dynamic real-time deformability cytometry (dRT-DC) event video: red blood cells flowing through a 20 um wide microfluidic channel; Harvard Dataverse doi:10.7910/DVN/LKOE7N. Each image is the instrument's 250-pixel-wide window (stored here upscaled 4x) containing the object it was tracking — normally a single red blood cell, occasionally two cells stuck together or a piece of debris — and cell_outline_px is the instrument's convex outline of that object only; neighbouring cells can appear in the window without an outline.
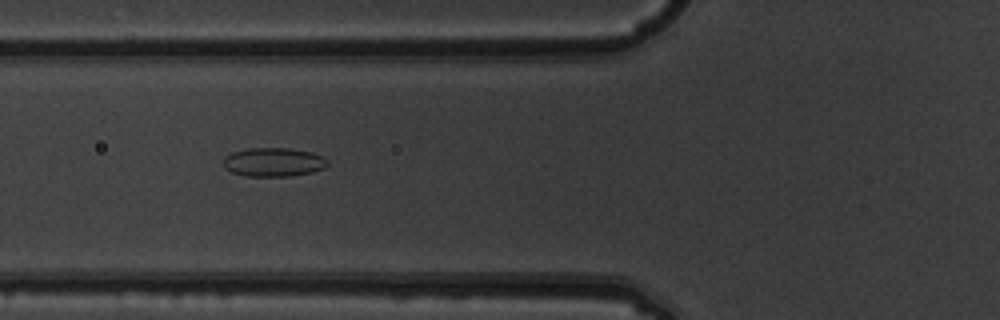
{"species": "common noctule bat (a hibernating species)", "species_latin": "Nyctalus noctula", "temperature_condition": "warm", "stored_images_in_passage": 6, "camera_frame_rate_fps": 3000, "um_per_image_px": 0.085, "animal": {"sex": "male", "body_mass_g": 19.5, "forearm_length_mm": 54.6}, "frame": {"image": 1, "passage_image": 4, "time_ms": 1.0, "image_size_px": [1000, 320], "cell_outline_px": [[328, 164], [324, 168], [312, 172], [288, 176], [244, 176], [232, 172], [224, 168], [224, 156], [232, 152], [248, 148], [288, 148], [312, 152], [324, 156], [328, 160]], "centroid_in_image_um": [23.25, 13.77], "position_along_channel_um": 102.5, "area_um2": 17.63}}
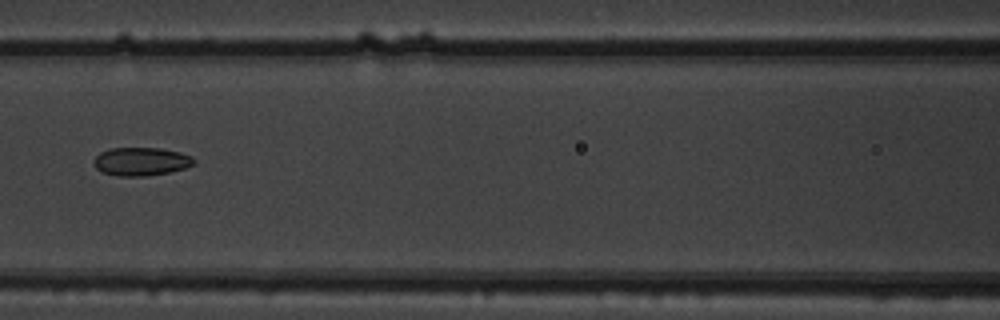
{"frame": {"image": 2, "passage_image": 5, "time_ms": 1.333, "image_size_px": [1000, 320], "cell_outline_px": [[196, 160], [192, 164], [184, 168], [168, 172], [144, 176], [116, 176], [104, 172], [96, 168], [92, 164], [92, 160], [100, 152], [108, 148], [160, 148], [180, 152], [192, 156]], "centroid_in_image_um": [11.95, 13.72], "position_along_channel_um": 154.6, "area_um2": 16.53}}
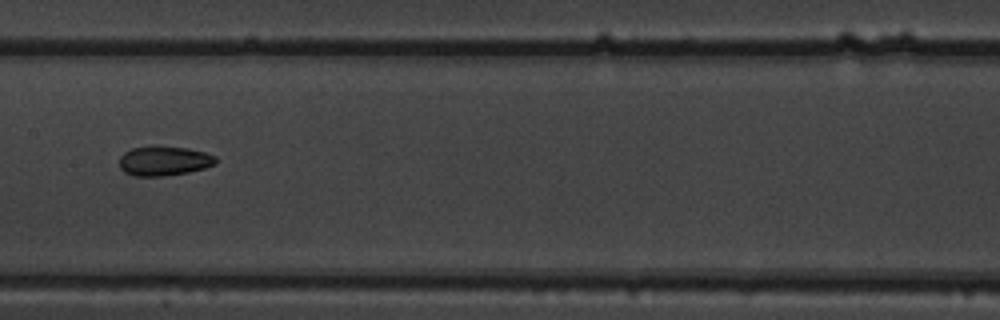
{"frame": {"image": 3, "passage_image": 6, "time_ms": 1.667, "image_size_px": [1000, 320], "cell_outline_px": [[216, 164], [204, 168], [188, 172], [164, 176], [136, 176], [124, 172], [120, 168], [120, 156], [124, 152], [132, 148], [188, 148], [204, 152], [216, 156]], "centroid_in_image_um": [13.95, 13.71], "position_along_channel_um": 193.4, "area_um2": 16.13}}